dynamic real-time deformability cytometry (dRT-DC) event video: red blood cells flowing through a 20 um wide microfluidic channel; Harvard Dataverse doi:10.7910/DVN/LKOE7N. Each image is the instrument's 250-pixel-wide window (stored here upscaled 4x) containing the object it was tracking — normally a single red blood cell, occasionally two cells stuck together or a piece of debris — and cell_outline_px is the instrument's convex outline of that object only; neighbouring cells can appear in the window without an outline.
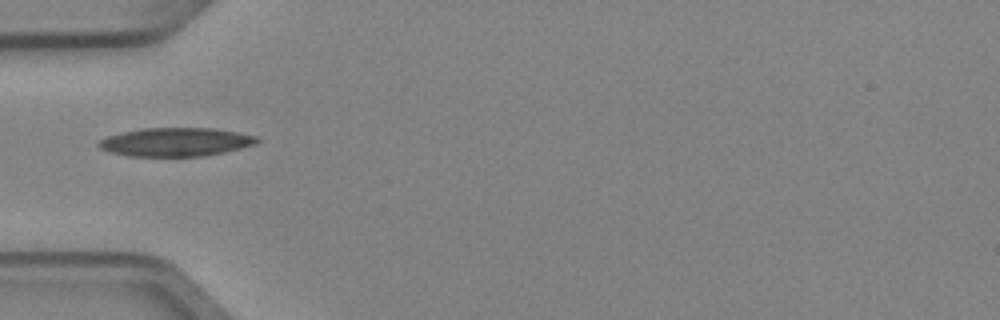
{"species": "Egyptian fruit bat (a non-hibernating species)", "species_latin": "Rousettus aegyptiacus", "temperature_condition": "cold", "stored_images_in_passage": 1, "camera_frame_rate_fps": 3000, "um_per_image_px": 0.085, "animal": {"sex": "female"}, "frame": {"image": 1, "passage_image": 1, "time_ms": 0.0, "image_size_px": [1000, 320], "cell_outline_px": [[260, 140], [256, 144], [224, 152], [204, 156], [128, 156], [108, 152], [100, 148], [96, 144], [100, 140], [108, 136], [124, 132], [144, 128], [212, 128], [236, 132], [256, 136]], "centroid_in_image_um": [14.92, 12.07], "position_along_channel_um": 70.1, "area_um2": 26.24}}